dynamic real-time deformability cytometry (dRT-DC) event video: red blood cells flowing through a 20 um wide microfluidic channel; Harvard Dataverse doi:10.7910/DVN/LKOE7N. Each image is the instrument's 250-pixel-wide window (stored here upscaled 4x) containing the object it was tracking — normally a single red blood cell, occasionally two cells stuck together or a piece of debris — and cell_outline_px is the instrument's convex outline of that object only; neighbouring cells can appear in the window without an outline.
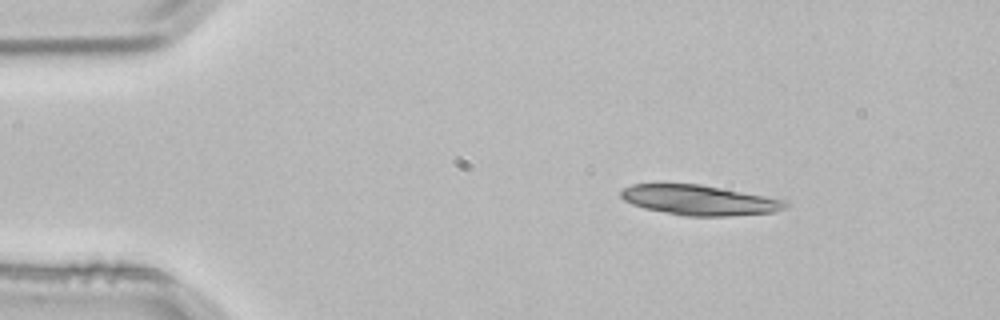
{"species": "common noctule bat (a hibernating species)", "species_latin": "Nyctalus noctula", "temperature_condition": "room temperature", "stored_images_in_passage": 3, "camera_frame_rate_fps": 3000, "um_per_image_px": 0.085, "animal": {"sex": "male", "body_mass_g": 21.5, "forearm_length_mm": 52.0}, "frame": {"image": 1, "passage_image": 1, "time_ms": 0.0, "image_size_px": [1000, 320], "cell_outline_px": [[788, 208], [776, 212], [732, 216], [684, 216], [644, 208], [632, 204], [624, 200], [620, 196], [620, 192], [624, 188], [632, 184], [700, 184], [788, 200]], "centroid_in_image_um": [59.5, 17.02], "position_along_channel_um": 25.5, "area_um2": 28.96}}
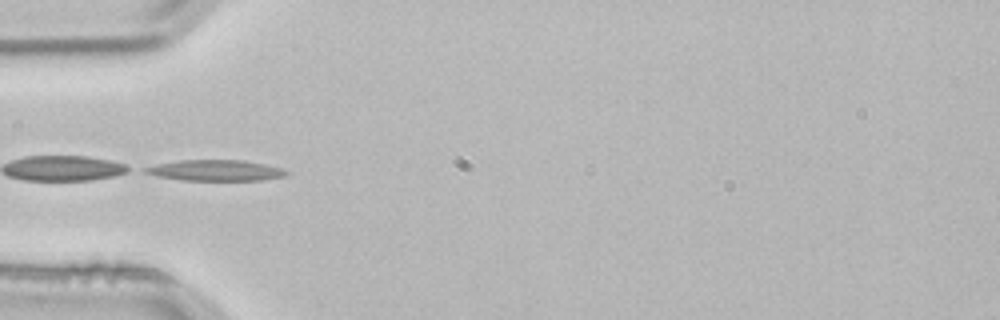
{"frame": {"image": 2, "passage_image": 2, "time_ms": 0.333, "image_size_px": [1000, 320], "cell_outline_px": [[292, 172], [284, 176], [260, 180], [180, 180], [156, 176], [144, 172], [144, 168], [156, 164], [180, 160], [244, 160], [284, 168]], "centroid_in_image_um": [18.35, 14.48], "position_along_channel_um": 66.7, "area_um2": 17.22}}